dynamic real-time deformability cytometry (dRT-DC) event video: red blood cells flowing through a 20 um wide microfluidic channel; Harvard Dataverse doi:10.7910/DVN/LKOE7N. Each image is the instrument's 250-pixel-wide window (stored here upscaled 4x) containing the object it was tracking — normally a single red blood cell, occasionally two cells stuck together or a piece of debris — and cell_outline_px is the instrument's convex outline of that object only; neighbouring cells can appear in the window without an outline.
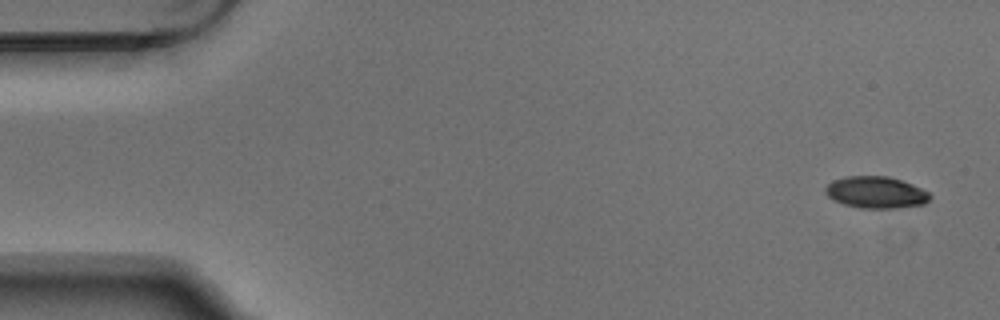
{"species": "Egyptian fruit bat (a non-hibernating species)", "species_latin": "Rousettus aegyptiacus", "temperature_condition": "warm", "stored_images_in_passage": 4, "camera_frame_rate_fps": 3000, "um_per_image_px": 0.085, "animal": {"sex": "male"}, "frame": {"image": 1, "passage_image": 1, "time_ms": 0.0, "image_size_px": [1000, 320], "cell_outline_px": [[932, 196], [924, 204], [896, 208], [860, 208], [844, 204], [828, 196], [824, 192], [824, 188], [832, 180], [848, 176], [888, 176], [912, 184], [928, 192]], "centroid_in_image_um": [74.44, 16.35], "position_along_channel_um": 10.6, "area_um2": 19.25}}
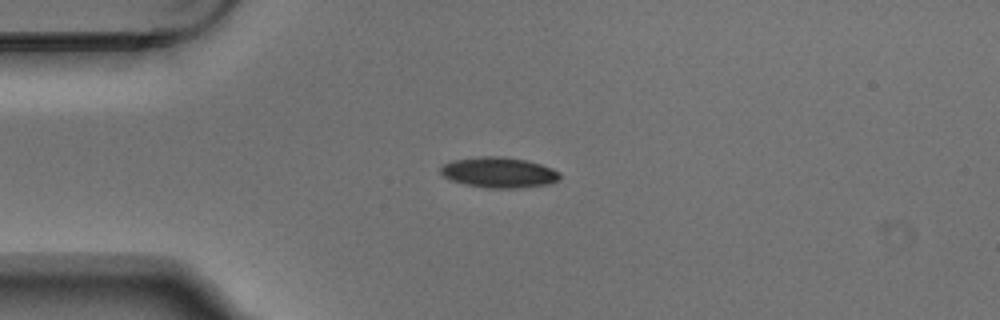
{"frame": {"image": 2, "passage_image": 4, "time_ms": 1.0, "image_size_px": [1000, 320], "cell_outline_px": [[560, 180], [548, 184], [516, 188], [488, 188], [464, 184], [452, 180], [444, 176], [440, 172], [440, 164], [452, 160], [480, 156], [500, 156], [524, 160], [540, 164], [552, 168], [560, 172]], "centroid_in_image_um": [42.38, 14.65], "position_along_channel_um": 42.6, "area_um2": 21.27}}